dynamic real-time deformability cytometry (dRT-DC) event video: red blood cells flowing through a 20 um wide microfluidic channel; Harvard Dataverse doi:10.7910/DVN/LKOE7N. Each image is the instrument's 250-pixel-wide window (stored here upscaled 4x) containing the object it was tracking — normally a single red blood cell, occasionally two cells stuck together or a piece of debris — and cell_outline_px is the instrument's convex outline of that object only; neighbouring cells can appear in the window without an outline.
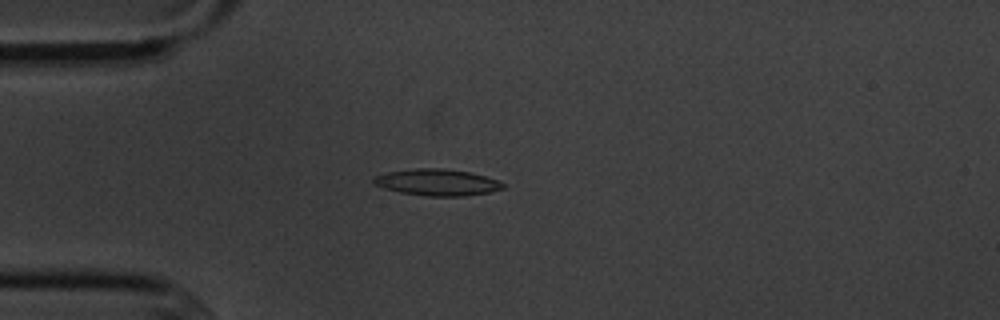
{"species": "common noctule bat (a hibernating species)", "species_latin": "Nyctalus noctula", "temperature_condition": "cold", "stored_images_in_passage": 3, "camera_frame_rate_fps": 3000, "um_per_image_px": 0.085, "animal": {"sex": "male", "body_mass_g": 20.1, "forearm_length_mm": 53.5}, "frame": {"image": 1, "passage_image": 2, "time_ms": 1.333, "image_size_px": [1000, 320], "cell_outline_px": [[504, 188], [488, 192], [464, 196], [428, 196], [400, 192], [384, 188], [372, 184], [372, 176], [388, 172], [416, 168], [440, 168], [468, 172], [484, 176], [496, 180], [504, 184]], "centroid_in_image_um": [37.09, 15.5], "position_along_channel_um": 47.9, "area_um2": 19.83}}